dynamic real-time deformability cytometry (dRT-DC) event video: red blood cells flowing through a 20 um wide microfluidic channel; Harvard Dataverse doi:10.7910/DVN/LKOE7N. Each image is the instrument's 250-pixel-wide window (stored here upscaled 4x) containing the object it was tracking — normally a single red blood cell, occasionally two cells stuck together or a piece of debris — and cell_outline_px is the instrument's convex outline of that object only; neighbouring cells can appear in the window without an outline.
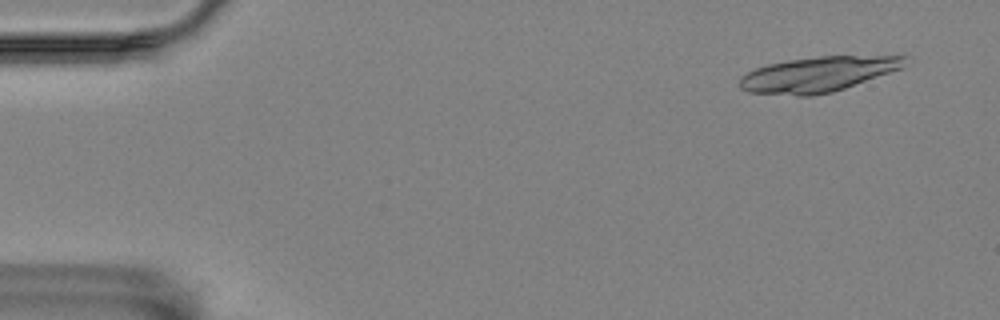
{"species": "Egyptian fruit bat (a non-hibernating species)", "species_latin": "Rousettus aegyptiacus", "temperature_condition": "room temperature", "stored_images_in_passage": 17, "camera_frame_rate_fps": 3000, "um_per_image_px": 0.085, "animal": {"sex": "female"}, "frame": {"image": 1, "passage_image": 4, "time_ms": 1.0, "image_size_px": [1000, 320], "cell_outline_px": [[908, 56], [900, 68], [844, 88], [832, 92], [812, 96], [796, 96], [748, 92], [740, 88], [740, 76], [756, 68], [768, 64], [788, 60], [820, 56], [904, 52]], "centroid_in_image_um": [69.63, 6.26], "position_along_channel_um": 15.4, "area_um2": 34.68}}